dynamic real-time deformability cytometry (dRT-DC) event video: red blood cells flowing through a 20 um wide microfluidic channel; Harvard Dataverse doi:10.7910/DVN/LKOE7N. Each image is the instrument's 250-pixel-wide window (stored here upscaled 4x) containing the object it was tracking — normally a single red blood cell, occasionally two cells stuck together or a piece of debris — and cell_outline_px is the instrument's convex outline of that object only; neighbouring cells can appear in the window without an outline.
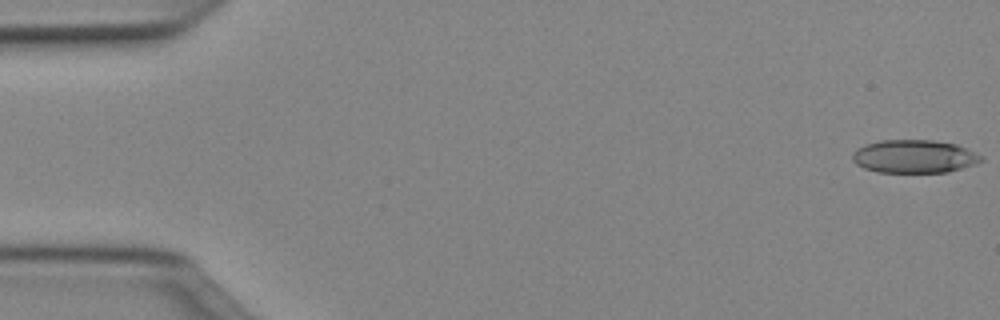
{"species": "Egyptian fruit bat (a non-hibernating species)", "species_latin": "Rousettus aegyptiacus", "temperature_condition": "cold", "stored_images_in_passage": 15, "camera_frame_rate_fps": 3000, "um_per_image_px": 0.085, "animal": {"sex": "female"}, "frame": {"image": 1, "passage_image": 1, "time_ms": 0.0, "image_size_px": [1000, 320], "cell_outline_px": [[984, 160], [976, 164], [948, 172], [876, 172], [864, 168], [856, 164], [852, 160], [852, 152], [856, 148], [864, 144], [880, 140], [932, 140], [956, 144], [984, 156]], "centroid_in_image_um": [77.69, 13.29], "position_along_channel_um": 7.3, "area_um2": 25.09}}